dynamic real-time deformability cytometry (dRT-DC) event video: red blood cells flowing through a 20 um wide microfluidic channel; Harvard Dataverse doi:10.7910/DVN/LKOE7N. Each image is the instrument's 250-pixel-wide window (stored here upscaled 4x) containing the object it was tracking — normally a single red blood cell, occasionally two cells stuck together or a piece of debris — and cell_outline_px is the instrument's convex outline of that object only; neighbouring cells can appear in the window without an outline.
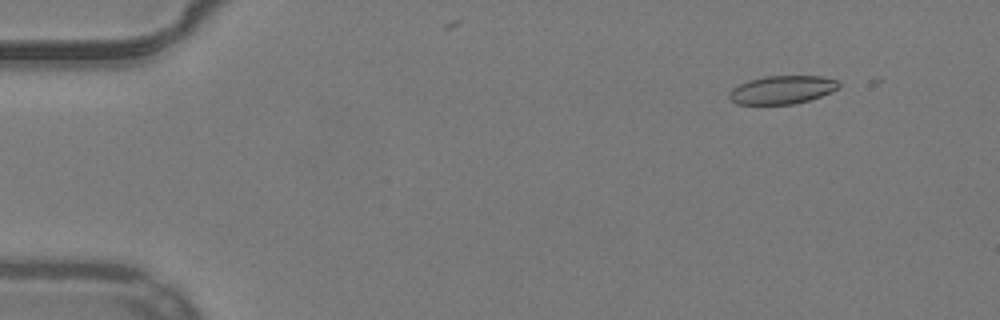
{"species": "common noctule bat (a hibernating species)", "species_latin": "Nyctalus noctula", "temperature_condition": "warm", "stored_images_in_passage": 12, "camera_frame_rate_fps": 3000, "um_per_image_px": 0.085, "animal": {"sex": "male", "body_mass_g": 19.2, "forearm_length_mm": 51.8}, "frame": {"image": 1, "passage_image": 7, "time_ms": 2.0, "image_size_px": [1000, 320], "cell_outline_px": [[840, 84], [832, 92], [808, 100], [792, 104], [736, 104], [728, 96], [728, 92], [732, 88], [748, 80], [764, 76], [820, 76], [836, 80]], "centroid_in_image_um": [66.44, 7.63], "position_along_channel_um": 18.6, "area_um2": 17.92}}